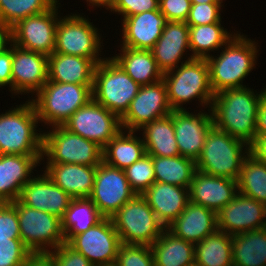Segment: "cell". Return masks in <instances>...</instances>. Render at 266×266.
I'll return each instance as SVG.
<instances>
[{
	"label": "cell",
	"mask_w": 266,
	"mask_h": 266,
	"mask_svg": "<svg viewBox=\"0 0 266 266\" xmlns=\"http://www.w3.org/2000/svg\"><path fill=\"white\" fill-rule=\"evenodd\" d=\"M245 87L230 88L214 94L213 125L250 145L256 136V120L261 95Z\"/></svg>",
	"instance_id": "6da1fadb"
},
{
	"label": "cell",
	"mask_w": 266,
	"mask_h": 266,
	"mask_svg": "<svg viewBox=\"0 0 266 266\" xmlns=\"http://www.w3.org/2000/svg\"><path fill=\"white\" fill-rule=\"evenodd\" d=\"M243 37L234 34L219 57L206 58L210 86L214 94L225 89L244 87L240 82L253 69L258 51L254 41Z\"/></svg>",
	"instance_id": "7a4b0ae2"
},
{
	"label": "cell",
	"mask_w": 266,
	"mask_h": 266,
	"mask_svg": "<svg viewBox=\"0 0 266 266\" xmlns=\"http://www.w3.org/2000/svg\"><path fill=\"white\" fill-rule=\"evenodd\" d=\"M38 116L31 101L0 115V154L43 157V134L36 133Z\"/></svg>",
	"instance_id": "3957f363"
},
{
	"label": "cell",
	"mask_w": 266,
	"mask_h": 266,
	"mask_svg": "<svg viewBox=\"0 0 266 266\" xmlns=\"http://www.w3.org/2000/svg\"><path fill=\"white\" fill-rule=\"evenodd\" d=\"M162 80L166 85L167 98L172 110H185L181 104L196 97L202 104L212 105L214 93L210 86L206 59L190 56L180 67L178 66L176 73L173 69L163 73Z\"/></svg>",
	"instance_id": "277c9868"
},
{
	"label": "cell",
	"mask_w": 266,
	"mask_h": 266,
	"mask_svg": "<svg viewBox=\"0 0 266 266\" xmlns=\"http://www.w3.org/2000/svg\"><path fill=\"white\" fill-rule=\"evenodd\" d=\"M93 86L47 81L32 99L38 120L63 125L71 115L92 99Z\"/></svg>",
	"instance_id": "5b68a950"
},
{
	"label": "cell",
	"mask_w": 266,
	"mask_h": 266,
	"mask_svg": "<svg viewBox=\"0 0 266 266\" xmlns=\"http://www.w3.org/2000/svg\"><path fill=\"white\" fill-rule=\"evenodd\" d=\"M139 88L113 58L96 65L92 98L119 118L126 113Z\"/></svg>",
	"instance_id": "8992f818"
},
{
	"label": "cell",
	"mask_w": 266,
	"mask_h": 266,
	"mask_svg": "<svg viewBox=\"0 0 266 266\" xmlns=\"http://www.w3.org/2000/svg\"><path fill=\"white\" fill-rule=\"evenodd\" d=\"M245 144L213 125L196 160V170L237 181L246 157L242 152L243 147L248 146Z\"/></svg>",
	"instance_id": "52a82bcc"
},
{
	"label": "cell",
	"mask_w": 266,
	"mask_h": 266,
	"mask_svg": "<svg viewBox=\"0 0 266 266\" xmlns=\"http://www.w3.org/2000/svg\"><path fill=\"white\" fill-rule=\"evenodd\" d=\"M121 243L151 246L166 229L142 194H135L112 217Z\"/></svg>",
	"instance_id": "ba28073f"
},
{
	"label": "cell",
	"mask_w": 266,
	"mask_h": 266,
	"mask_svg": "<svg viewBox=\"0 0 266 266\" xmlns=\"http://www.w3.org/2000/svg\"><path fill=\"white\" fill-rule=\"evenodd\" d=\"M47 164H82L98 166L103 161V148L96 142L70 132L63 125L43 133V157Z\"/></svg>",
	"instance_id": "9c48e42d"
},
{
	"label": "cell",
	"mask_w": 266,
	"mask_h": 266,
	"mask_svg": "<svg viewBox=\"0 0 266 266\" xmlns=\"http://www.w3.org/2000/svg\"><path fill=\"white\" fill-rule=\"evenodd\" d=\"M17 217L20 239L32 254L48 253L47 246L56 249L65 243L62 221L59 217L26 206L19 199Z\"/></svg>",
	"instance_id": "30bf717a"
},
{
	"label": "cell",
	"mask_w": 266,
	"mask_h": 266,
	"mask_svg": "<svg viewBox=\"0 0 266 266\" xmlns=\"http://www.w3.org/2000/svg\"><path fill=\"white\" fill-rule=\"evenodd\" d=\"M70 132L104 148L121 130L120 118L93 98L63 124Z\"/></svg>",
	"instance_id": "8fae6325"
},
{
	"label": "cell",
	"mask_w": 266,
	"mask_h": 266,
	"mask_svg": "<svg viewBox=\"0 0 266 266\" xmlns=\"http://www.w3.org/2000/svg\"><path fill=\"white\" fill-rule=\"evenodd\" d=\"M101 38L88 19L80 15L59 19L56 27V45L54 53L74 55L92 59L96 64L104 59L97 57Z\"/></svg>",
	"instance_id": "7c38bea8"
},
{
	"label": "cell",
	"mask_w": 266,
	"mask_h": 266,
	"mask_svg": "<svg viewBox=\"0 0 266 266\" xmlns=\"http://www.w3.org/2000/svg\"><path fill=\"white\" fill-rule=\"evenodd\" d=\"M67 244L87 258L93 266L115 265L121 240L111 218H103Z\"/></svg>",
	"instance_id": "4fadbf2b"
},
{
	"label": "cell",
	"mask_w": 266,
	"mask_h": 266,
	"mask_svg": "<svg viewBox=\"0 0 266 266\" xmlns=\"http://www.w3.org/2000/svg\"><path fill=\"white\" fill-rule=\"evenodd\" d=\"M57 2L47 11L29 16L11 27V42L16 46L50 56L55 51Z\"/></svg>",
	"instance_id": "5bb4252c"
},
{
	"label": "cell",
	"mask_w": 266,
	"mask_h": 266,
	"mask_svg": "<svg viewBox=\"0 0 266 266\" xmlns=\"http://www.w3.org/2000/svg\"><path fill=\"white\" fill-rule=\"evenodd\" d=\"M135 194L123 169L104 161L97 166L94 188L89 199L104 218H111Z\"/></svg>",
	"instance_id": "9a60e30c"
},
{
	"label": "cell",
	"mask_w": 266,
	"mask_h": 266,
	"mask_svg": "<svg viewBox=\"0 0 266 266\" xmlns=\"http://www.w3.org/2000/svg\"><path fill=\"white\" fill-rule=\"evenodd\" d=\"M172 111L163 80L142 85L128 110L120 118L121 127L135 132L154 120L170 115Z\"/></svg>",
	"instance_id": "2e32d148"
},
{
	"label": "cell",
	"mask_w": 266,
	"mask_h": 266,
	"mask_svg": "<svg viewBox=\"0 0 266 266\" xmlns=\"http://www.w3.org/2000/svg\"><path fill=\"white\" fill-rule=\"evenodd\" d=\"M265 217V204L238 192L217 213L218 230L231 236L250 232L266 227Z\"/></svg>",
	"instance_id": "e0dca14e"
},
{
	"label": "cell",
	"mask_w": 266,
	"mask_h": 266,
	"mask_svg": "<svg viewBox=\"0 0 266 266\" xmlns=\"http://www.w3.org/2000/svg\"><path fill=\"white\" fill-rule=\"evenodd\" d=\"M12 46V91L38 93L48 81V56Z\"/></svg>",
	"instance_id": "ac0fdd59"
},
{
	"label": "cell",
	"mask_w": 266,
	"mask_h": 266,
	"mask_svg": "<svg viewBox=\"0 0 266 266\" xmlns=\"http://www.w3.org/2000/svg\"><path fill=\"white\" fill-rule=\"evenodd\" d=\"M171 114L179 154L196 162L213 126L212 113L208 115L201 112L194 115L187 110H173Z\"/></svg>",
	"instance_id": "d6986e66"
},
{
	"label": "cell",
	"mask_w": 266,
	"mask_h": 266,
	"mask_svg": "<svg viewBox=\"0 0 266 266\" xmlns=\"http://www.w3.org/2000/svg\"><path fill=\"white\" fill-rule=\"evenodd\" d=\"M237 181L196 170L189 186V201L218 213L238 193Z\"/></svg>",
	"instance_id": "ffe728a7"
},
{
	"label": "cell",
	"mask_w": 266,
	"mask_h": 266,
	"mask_svg": "<svg viewBox=\"0 0 266 266\" xmlns=\"http://www.w3.org/2000/svg\"><path fill=\"white\" fill-rule=\"evenodd\" d=\"M71 198L45 173L31 178L22 188L19 200L26 206L63 218Z\"/></svg>",
	"instance_id": "44dd1931"
},
{
	"label": "cell",
	"mask_w": 266,
	"mask_h": 266,
	"mask_svg": "<svg viewBox=\"0 0 266 266\" xmlns=\"http://www.w3.org/2000/svg\"><path fill=\"white\" fill-rule=\"evenodd\" d=\"M40 159L42 157L33 155L0 154V203H12L19 199L23 186L31 179L29 176Z\"/></svg>",
	"instance_id": "7402d4cb"
},
{
	"label": "cell",
	"mask_w": 266,
	"mask_h": 266,
	"mask_svg": "<svg viewBox=\"0 0 266 266\" xmlns=\"http://www.w3.org/2000/svg\"><path fill=\"white\" fill-rule=\"evenodd\" d=\"M167 19L160 10L145 11L123 19V46L151 50L160 38Z\"/></svg>",
	"instance_id": "603a6c76"
},
{
	"label": "cell",
	"mask_w": 266,
	"mask_h": 266,
	"mask_svg": "<svg viewBox=\"0 0 266 266\" xmlns=\"http://www.w3.org/2000/svg\"><path fill=\"white\" fill-rule=\"evenodd\" d=\"M167 229L175 236L196 244L218 230L217 213L189 201Z\"/></svg>",
	"instance_id": "cb8c5ba5"
},
{
	"label": "cell",
	"mask_w": 266,
	"mask_h": 266,
	"mask_svg": "<svg viewBox=\"0 0 266 266\" xmlns=\"http://www.w3.org/2000/svg\"><path fill=\"white\" fill-rule=\"evenodd\" d=\"M142 195L165 228L184 211L189 202L188 188L156 181Z\"/></svg>",
	"instance_id": "d4e9b609"
},
{
	"label": "cell",
	"mask_w": 266,
	"mask_h": 266,
	"mask_svg": "<svg viewBox=\"0 0 266 266\" xmlns=\"http://www.w3.org/2000/svg\"><path fill=\"white\" fill-rule=\"evenodd\" d=\"M189 45V26L186 22L167 21L160 38L151 49L158 68L174 70Z\"/></svg>",
	"instance_id": "484cf974"
},
{
	"label": "cell",
	"mask_w": 266,
	"mask_h": 266,
	"mask_svg": "<svg viewBox=\"0 0 266 266\" xmlns=\"http://www.w3.org/2000/svg\"><path fill=\"white\" fill-rule=\"evenodd\" d=\"M97 166L82 164H48L45 174L71 198H90Z\"/></svg>",
	"instance_id": "4316f807"
},
{
	"label": "cell",
	"mask_w": 266,
	"mask_h": 266,
	"mask_svg": "<svg viewBox=\"0 0 266 266\" xmlns=\"http://www.w3.org/2000/svg\"><path fill=\"white\" fill-rule=\"evenodd\" d=\"M96 65L89 58L53 53L48 56V81L93 86Z\"/></svg>",
	"instance_id": "83f0119b"
},
{
	"label": "cell",
	"mask_w": 266,
	"mask_h": 266,
	"mask_svg": "<svg viewBox=\"0 0 266 266\" xmlns=\"http://www.w3.org/2000/svg\"><path fill=\"white\" fill-rule=\"evenodd\" d=\"M150 247L155 266H195V244L175 236L167 228Z\"/></svg>",
	"instance_id": "f1b7e54d"
},
{
	"label": "cell",
	"mask_w": 266,
	"mask_h": 266,
	"mask_svg": "<svg viewBox=\"0 0 266 266\" xmlns=\"http://www.w3.org/2000/svg\"><path fill=\"white\" fill-rule=\"evenodd\" d=\"M122 54L113 59L140 86L154 84L163 78L151 50L122 47Z\"/></svg>",
	"instance_id": "f546056e"
},
{
	"label": "cell",
	"mask_w": 266,
	"mask_h": 266,
	"mask_svg": "<svg viewBox=\"0 0 266 266\" xmlns=\"http://www.w3.org/2000/svg\"><path fill=\"white\" fill-rule=\"evenodd\" d=\"M146 153L151 156H179L173 115L154 120L142 127Z\"/></svg>",
	"instance_id": "4dcf8cb0"
},
{
	"label": "cell",
	"mask_w": 266,
	"mask_h": 266,
	"mask_svg": "<svg viewBox=\"0 0 266 266\" xmlns=\"http://www.w3.org/2000/svg\"><path fill=\"white\" fill-rule=\"evenodd\" d=\"M233 266H266V227L232 236Z\"/></svg>",
	"instance_id": "1f68e13d"
},
{
	"label": "cell",
	"mask_w": 266,
	"mask_h": 266,
	"mask_svg": "<svg viewBox=\"0 0 266 266\" xmlns=\"http://www.w3.org/2000/svg\"><path fill=\"white\" fill-rule=\"evenodd\" d=\"M122 130L103 148V161L124 170L146 154V150L143 139L134 136V131L126 135Z\"/></svg>",
	"instance_id": "d6a6232c"
},
{
	"label": "cell",
	"mask_w": 266,
	"mask_h": 266,
	"mask_svg": "<svg viewBox=\"0 0 266 266\" xmlns=\"http://www.w3.org/2000/svg\"><path fill=\"white\" fill-rule=\"evenodd\" d=\"M195 266H233L232 236L217 230L195 244Z\"/></svg>",
	"instance_id": "836d02e7"
},
{
	"label": "cell",
	"mask_w": 266,
	"mask_h": 266,
	"mask_svg": "<svg viewBox=\"0 0 266 266\" xmlns=\"http://www.w3.org/2000/svg\"><path fill=\"white\" fill-rule=\"evenodd\" d=\"M104 217L89 198L72 199L62 221L65 243L100 222Z\"/></svg>",
	"instance_id": "e575fe53"
},
{
	"label": "cell",
	"mask_w": 266,
	"mask_h": 266,
	"mask_svg": "<svg viewBox=\"0 0 266 266\" xmlns=\"http://www.w3.org/2000/svg\"><path fill=\"white\" fill-rule=\"evenodd\" d=\"M153 166L156 182L188 189L196 171V162L181 155L173 157L153 156Z\"/></svg>",
	"instance_id": "d590c367"
},
{
	"label": "cell",
	"mask_w": 266,
	"mask_h": 266,
	"mask_svg": "<svg viewBox=\"0 0 266 266\" xmlns=\"http://www.w3.org/2000/svg\"><path fill=\"white\" fill-rule=\"evenodd\" d=\"M245 149L247 155L237 179L238 192L266 205V164L250 155L249 147Z\"/></svg>",
	"instance_id": "8d00e7d4"
},
{
	"label": "cell",
	"mask_w": 266,
	"mask_h": 266,
	"mask_svg": "<svg viewBox=\"0 0 266 266\" xmlns=\"http://www.w3.org/2000/svg\"><path fill=\"white\" fill-rule=\"evenodd\" d=\"M221 23L189 26V45L192 58L206 59L210 56L207 52L221 48L232 38Z\"/></svg>",
	"instance_id": "74e56055"
},
{
	"label": "cell",
	"mask_w": 266,
	"mask_h": 266,
	"mask_svg": "<svg viewBox=\"0 0 266 266\" xmlns=\"http://www.w3.org/2000/svg\"><path fill=\"white\" fill-rule=\"evenodd\" d=\"M57 0H0V24L14 26L18 21L49 10Z\"/></svg>",
	"instance_id": "f35d334b"
},
{
	"label": "cell",
	"mask_w": 266,
	"mask_h": 266,
	"mask_svg": "<svg viewBox=\"0 0 266 266\" xmlns=\"http://www.w3.org/2000/svg\"><path fill=\"white\" fill-rule=\"evenodd\" d=\"M130 188L143 194L154 182L153 156L144 154L138 161L124 169Z\"/></svg>",
	"instance_id": "ab89813d"
},
{
	"label": "cell",
	"mask_w": 266,
	"mask_h": 266,
	"mask_svg": "<svg viewBox=\"0 0 266 266\" xmlns=\"http://www.w3.org/2000/svg\"><path fill=\"white\" fill-rule=\"evenodd\" d=\"M115 266H155L151 247L122 243L118 249Z\"/></svg>",
	"instance_id": "60d3db41"
},
{
	"label": "cell",
	"mask_w": 266,
	"mask_h": 266,
	"mask_svg": "<svg viewBox=\"0 0 266 266\" xmlns=\"http://www.w3.org/2000/svg\"><path fill=\"white\" fill-rule=\"evenodd\" d=\"M31 254L20 238L0 240V266H24Z\"/></svg>",
	"instance_id": "b9f144b4"
},
{
	"label": "cell",
	"mask_w": 266,
	"mask_h": 266,
	"mask_svg": "<svg viewBox=\"0 0 266 266\" xmlns=\"http://www.w3.org/2000/svg\"><path fill=\"white\" fill-rule=\"evenodd\" d=\"M8 238H20L17 200L12 203H0V240Z\"/></svg>",
	"instance_id": "7bdbcfd3"
},
{
	"label": "cell",
	"mask_w": 266,
	"mask_h": 266,
	"mask_svg": "<svg viewBox=\"0 0 266 266\" xmlns=\"http://www.w3.org/2000/svg\"><path fill=\"white\" fill-rule=\"evenodd\" d=\"M220 5L217 3L192 4L186 23L188 26L220 23Z\"/></svg>",
	"instance_id": "ee69618b"
},
{
	"label": "cell",
	"mask_w": 266,
	"mask_h": 266,
	"mask_svg": "<svg viewBox=\"0 0 266 266\" xmlns=\"http://www.w3.org/2000/svg\"><path fill=\"white\" fill-rule=\"evenodd\" d=\"M48 254L53 258L56 266H93L87 258L67 243L61 244L54 249V252L49 251Z\"/></svg>",
	"instance_id": "f6af8a7d"
},
{
	"label": "cell",
	"mask_w": 266,
	"mask_h": 266,
	"mask_svg": "<svg viewBox=\"0 0 266 266\" xmlns=\"http://www.w3.org/2000/svg\"><path fill=\"white\" fill-rule=\"evenodd\" d=\"M191 5L190 0H159V10L167 21L186 22Z\"/></svg>",
	"instance_id": "bcb514c9"
},
{
	"label": "cell",
	"mask_w": 266,
	"mask_h": 266,
	"mask_svg": "<svg viewBox=\"0 0 266 266\" xmlns=\"http://www.w3.org/2000/svg\"><path fill=\"white\" fill-rule=\"evenodd\" d=\"M159 10V0H118L111 10L122 14L123 18L145 11Z\"/></svg>",
	"instance_id": "7dc6e473"
},
{
	"label": "cell",
	"mask_w": 266,
	"mask_h": 266,
	"mask_svg": "<svg viewBox=\"0 0 266 266\" xmlns=\"http://www.w3.org/2000/svg\"><path fill=\"white\" fill-rule=\"evenodd\" d=\"M12 44L0 52V87L9 85L12 90Z\"/></svg>",
	"instance_id": "c3c4849f"
},
{
	"label": "cell",
	"mask_w": 266,
	"mask_h": 266,
	"mask_svg": "<svg viewBox=\"0 0 266 266\" xmlns=\"http://www.w3.org/2000/svg\"><path fill=\"white\" fill-rule=\"evenodd\" d=\"M248 147L250 155L257 161L266 164V135L255 136L253 142Z\"/></svg>",
	"instance_id": "681fc988"
},
{
	"label": "cell",
	"mask_w": 266,
	"mask_h": 266,
	"mask_svg": "<svg viewBox=\"0 0 266 266\" xmlns=\"http://www.w3.org/2000/svg\"><path fill=\"white\" fill-rule=\"evenodd\" d=\"M266 135V88L261 95L256 120V136Z\"/></svg>",
	"instance_id": "f907efd6"
},
{
	"label": "cell",
	"mask_w": 266,
	"mask_h": 266,
	"mask_svg": "<svg viewBox=\"0 0 266 266\" xmlns=\"http://www.w3.org/2000/svg\"><path fill=\"white\" fill-rule=\"evenodd\" d=\"M24 266H56V264L48 253H37L31 254Z\"/></svg>",
	"instance_id": "816d5d0a"
},
{
	"label": "cell",
	"mask_w": 266,
	"mask_h": 266,
	"mask_svg": "<svg viewBox=\"0 0 266 266\" xmlns=\"http://www.w3.org/2000/svg\"><path fill=\"white\" fill-rule=\"evenodd\" d=\"M11 41V28L0 24V52H2L6 47V44Z\"/></svg>",
	"instance_id": "f5cc1de1"
},
{
	"label": "cell",
	"mask_w": 266,
	"mask_h": 266,
	"mask_svg": "<svg viewBox=\"0 0 266 266\" xmlns=\"http://www.w3.org/2000/svg\"><path fill=\"white\" fill-rule=\"evenodd\" d=\"M89 1V3H91L93 6H106L107 9L110 8L111 10L115 7L116 3L118 2V0H87V2Z\"/></svg>",
	"instance_id": "db71d44e"
},
{
	"label": "cell",
	"mask_w": 266,
	"mask_h": 266,
	"mask_svg": "<svg viewBox=\"0 0 266 266\" xmlns=\"http://www.w3.org/2000/svg\"><path fill=\"white\" fill-rule=\"evenodd\" d=\"M191 4L215 3L213 0H190Z\"/></svg>",
	"instance_id": "11a10c76"
},
{
	"label": "cell",
	"mask_w": 266,
	"mask_h": 266,
	"mask_svg": "<svg viewBox=\"0 0 266 266\" xmlns=\"http://www.w3.org/2000/svg\"><path fill=\"white\" fill-rule=\"evenodd\" d=\"M213 1L221 6L222 0H213Z\"/></svg>",
	"instance_id": "9f6ffc18"
}]
</instances>
